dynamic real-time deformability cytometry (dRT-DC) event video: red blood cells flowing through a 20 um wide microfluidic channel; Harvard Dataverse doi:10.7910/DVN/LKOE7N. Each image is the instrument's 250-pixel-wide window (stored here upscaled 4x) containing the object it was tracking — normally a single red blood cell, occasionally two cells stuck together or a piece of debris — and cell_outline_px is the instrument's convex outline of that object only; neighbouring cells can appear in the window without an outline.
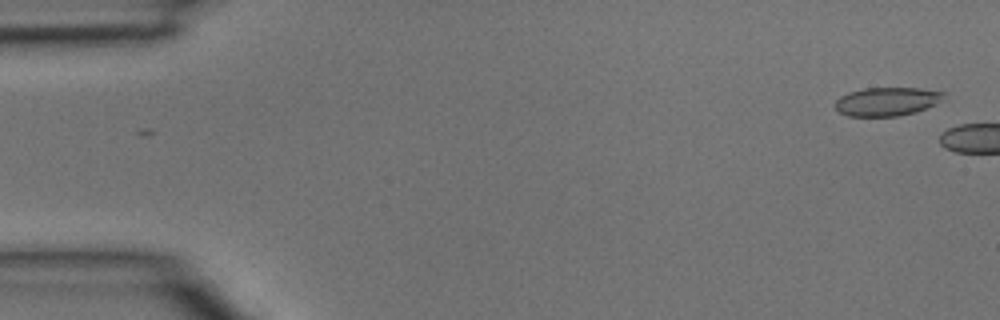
{"species": "common noctule bat (a hibernating species)", "species_latin": "Nyctalus noctula", "temperature_condition": "room temperature", "stored_images_in_passage": 5, "camera_frame_rate_fps": 3000, "um_per_image_px": 0.085, "animal": {"sex": "male", "body_mass_g": 15.6}, "frame": {"image": 1, "passage_image": 1, "time_ms": 0.0, "image_size_px": [1000, 320], "cell_outline_px": [[944, 92], [936, 104], [916, 112], [896, 116], [848, 116], [840, 112], [836, 108], [836, 100], [840, 96], [848, 92], [864, 88], [920, 88]], "centroid_in_image_um": [75.35, 8.63], "position_along_channel_um": 9.7, "area_um2": 17.86}}